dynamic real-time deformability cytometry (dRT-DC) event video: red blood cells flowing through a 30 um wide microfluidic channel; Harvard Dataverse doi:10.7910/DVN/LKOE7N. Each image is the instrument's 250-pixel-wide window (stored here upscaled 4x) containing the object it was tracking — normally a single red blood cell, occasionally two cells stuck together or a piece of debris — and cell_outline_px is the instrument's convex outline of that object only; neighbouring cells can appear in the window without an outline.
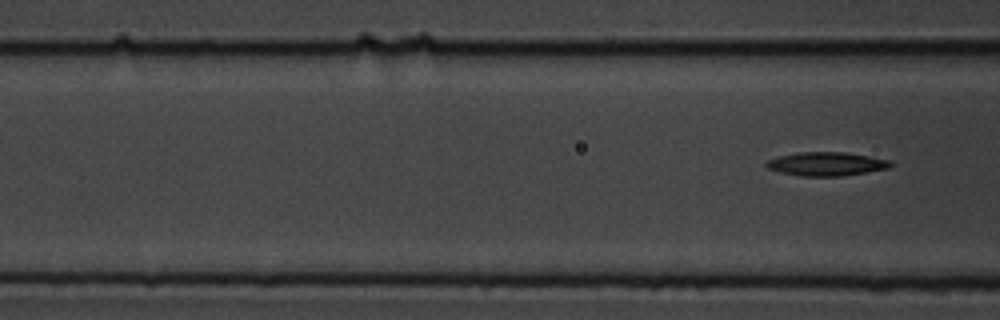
{"species": "common noctule bat (a hibernating species)", "species_latin": "Nyctalus noctula", "temperature_condition": "cold", "stored_images_in_passage": 8, "segment_of_instrument_passage": [2, 2], "camera_frame_rate_fps": 3000, "um_per_image_px": 0.085, "animal": {"sex": "male", "body_mass_g": 19.5, "forearm_length_mm": 54.6}, "frame": {"image": 1, "passage_image": 8, "time_ms": 7.667, "image_size_px": [1000, 320], "cell_outline_px": [[896, 164], [888, 168], [840, 176], [800, 176], [780, 172], [768, 168], [764, 164], [768, 160], [780, 156], [796, 152], [844, 152], [892, 160]], "centroid_in_image_um": [70.26, 13.93], "position_along_channel_um": 96.3, "area_um2": 17.11}}